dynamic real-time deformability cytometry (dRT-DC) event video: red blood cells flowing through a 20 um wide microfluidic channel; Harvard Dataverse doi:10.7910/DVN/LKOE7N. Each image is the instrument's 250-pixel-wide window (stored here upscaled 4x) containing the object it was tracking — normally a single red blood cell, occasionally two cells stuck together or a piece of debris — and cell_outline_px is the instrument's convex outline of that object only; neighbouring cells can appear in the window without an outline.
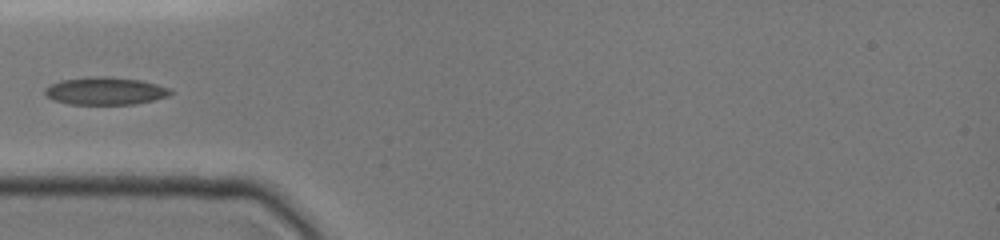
{"species": "common noctule bat (a hibernating species)", "species_latin": "Nyctalus noctula", "temperature_condition": "cold", "stored_images_in_passage": 11, "camera_frame_rate_fps": 3000, "um_per_image_px": 0.085, "animal": {"sex": "female", "body_mass_g": 19.0, "forearm_length_mm": 51.5}, "frame": {"image": 1, "passage_image": 1, "time_ms": 0.0, "image_size_px": [1000, 240], "cell_outline_px": [[172, 92], [168, 96], [152, 100], [132, 104], [68, 104], [52, 100], [44, 96], [44, 88], [48, 84], [60, 80], [88, 76], [108, 76], [140, 80], [156, 84], [168, 88]], "centroid_in_image_um": [8.84, 7.72], "position_along_channel_um": 76.2, "area_um2": 20.4}}